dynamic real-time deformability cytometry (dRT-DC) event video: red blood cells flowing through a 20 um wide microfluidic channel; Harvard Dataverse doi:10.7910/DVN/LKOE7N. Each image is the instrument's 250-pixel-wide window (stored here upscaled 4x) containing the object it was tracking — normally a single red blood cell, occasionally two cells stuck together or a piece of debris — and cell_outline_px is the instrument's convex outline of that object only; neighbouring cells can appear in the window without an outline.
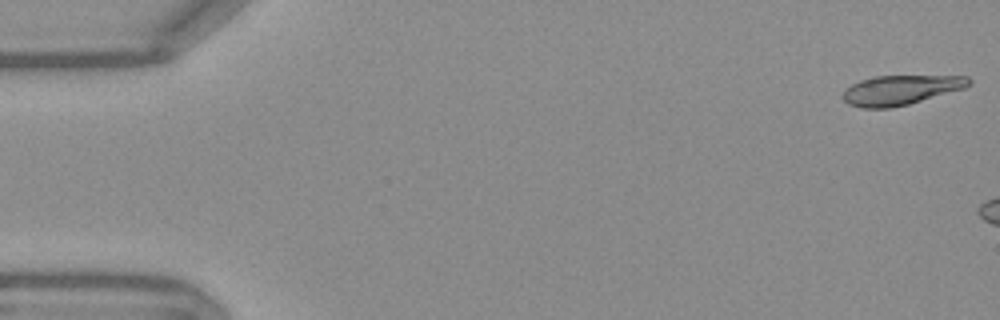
{"species": "Egyptian fruit bat (a non-hibernating species)", "species_latin": "Rousettus aegyptiacus", "temperature_condition": "warm", "stored_images_in_passage": 7, "camera_frame_rate_fps": 3000, "um_per_image_px": 0.085, "frame": {"image": 1, "passage_image": 1, "time_ms": 0.0, "image_size_px": [1000, 320], "cell_outline_px": [[972, 84], [964, 88], [908, 104], [888, 108], [860, 108], [848, 104], [840, 96], [844, 88], [860, 80], [872, 76], [968, 76], [972, 80]], "centroid_in_image_um": [76.5, 7.65], "position_along_channel_um": 8.5, "area_um2": 21.85}}